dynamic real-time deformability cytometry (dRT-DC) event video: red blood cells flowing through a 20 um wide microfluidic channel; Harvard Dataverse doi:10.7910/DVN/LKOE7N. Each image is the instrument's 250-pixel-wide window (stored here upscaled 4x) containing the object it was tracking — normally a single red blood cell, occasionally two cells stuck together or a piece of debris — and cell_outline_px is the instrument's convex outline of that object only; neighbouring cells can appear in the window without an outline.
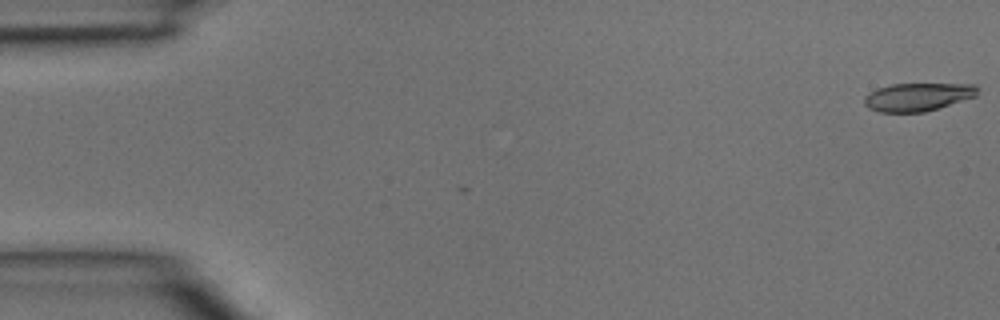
{"species": "common noctule bat (a hibernating species)", "species_latin": "Nyctalus noctula", "temperature_condition": "room temperature", "stored_images_in_passage": 4, "camera_frame_rate_fps": 3000, "um_per_image_px": 0.085, "animal": {"sex": "male", "body_mass_g": 15.6}, "frame": {"image": 1, "passage_image": 1, "time_ms": 0.0, "image_size_px": [1000, 320], "cell_outline_px": [[980, 88], [976, 96], [924, 112], [880, 112], [868, 108], [864, 104], [864, 96], [876, 88], [892, 84], [976, 84]], "centroid_in_image_um": [78.0, 8.23], "position_along_channel_um": 7.0, "area_um2": 18.55}}
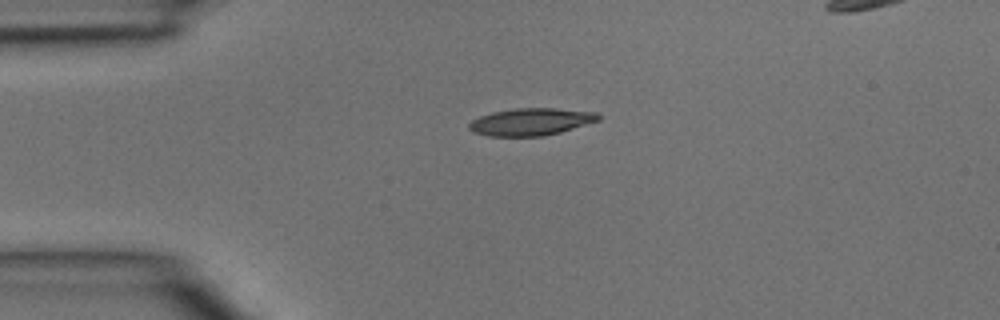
{"frame": {"image": 2, "passage_image": 3, "time_ms": 0.667, "image_size_px": [1000, 320], "cell_outline_px": [[600, 120], [560, 132], [544, 136], [488, 136], [472, 132], [468, 128], [468, 124], [472, 120], [480, 116], [492, 112], [516, 108], [556, 108], [596, 112], [600, 116]], "centroid_in_image_um": [45.11, 10.35], "position_along_channel_um": 39.9, "area_um2": 20.58}}